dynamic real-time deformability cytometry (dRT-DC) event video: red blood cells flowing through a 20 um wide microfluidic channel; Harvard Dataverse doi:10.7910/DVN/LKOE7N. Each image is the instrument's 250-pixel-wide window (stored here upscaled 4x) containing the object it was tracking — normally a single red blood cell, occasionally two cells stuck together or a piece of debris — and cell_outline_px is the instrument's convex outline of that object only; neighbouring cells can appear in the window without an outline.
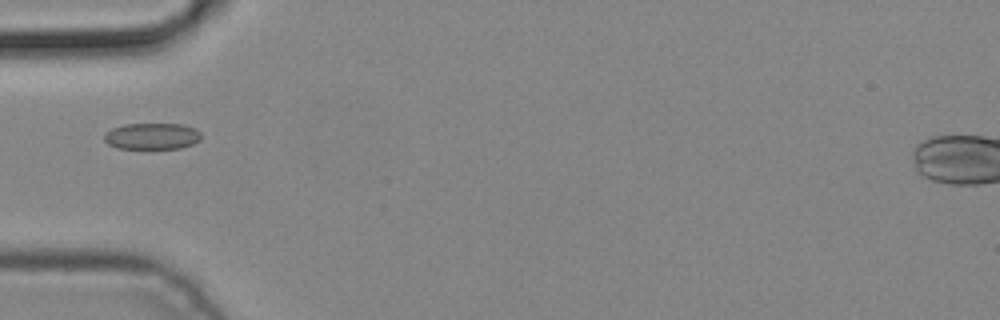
{"species": "common noctule bat (a hibernating species)", "species_latin": "Nyctalus noctula", "temperature_condition": "cold", "stored_images_in_passage": 4, "camera_frame_rate_fps": 3000, "um_per_image_px": 0.085, "animal": {"sex": "male", "body_mass_g": 19.2, "forearm_length_mm": 51.8}, "frame": {"image": 1, "passage_image": 3, "time_ms": 0.667, "image_size_px": [1000, 320], "cell_outline_px": [[200, 140], [192, 144], [180, 148], [148, 152], [116, 148], [108, 144], [104, 140], [104, 132], [112, 128], [124, 124], [184, 124], [196, 128], [200, 132]], "centroid_in_image_um": [12.89, 11.63], "position_along_channel_um": 72.1, "area_um2": 15.9}}
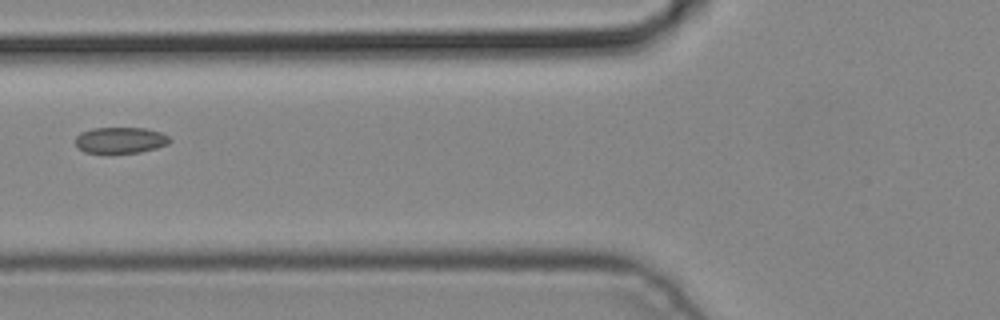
{"frame": {"image": 2, "passage_image": 4, "time_ms": 1.0, "image_size_px": [1000, 320], "cell_outline_px": [[172, 140], [168, 144], [156, 148], [140, 152], [112, 156], [84, 152], [76, 148], [76, 136], [80, 132], [92, 128], [144, 128], [160, 132], [168, 136]], "centroid_in_image_um": [10.18, 11.96], "position_along_channel_um": 115.6, "area_um2": 15.09}}